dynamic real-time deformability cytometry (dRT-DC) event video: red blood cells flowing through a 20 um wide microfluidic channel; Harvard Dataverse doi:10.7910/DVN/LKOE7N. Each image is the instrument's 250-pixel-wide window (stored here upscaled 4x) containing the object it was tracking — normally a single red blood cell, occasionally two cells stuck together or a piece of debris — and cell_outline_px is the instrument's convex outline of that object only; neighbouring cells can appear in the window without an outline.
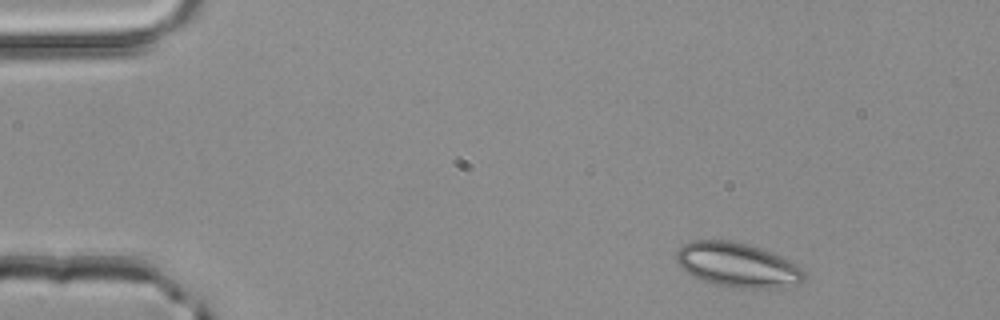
{"species": "common noctule bat (a hibernating species)", "species_latin": "Nyctalus noctula", "temperature_condition": "room temperature", "stored_images_in_passage": 3, "camera_frame_rate_fps": 3000, "um_per_image_px": 0.085, "animal": {"sex": "male", "body_mass_g": 20.4}, "frame": {"image": 1, "passage_image": 1, "time_ms": 0.0, "image_size_px": [1000, 320], "cell_outline_px": [[804, 280], [800, 284], [772, 288], [736, 288], [716, 284], [704, 280], [680, 268], [676, 264], [676, 252], [684, 244], [692, 240], [728, 240], [748, 244], [772, 252], [788, 260], [800, 268], [804, 272]], "centroid_in_image_um": [62.67, 22.51], "position_along_channel_um": 22.3, "area_um2": 32.89}}